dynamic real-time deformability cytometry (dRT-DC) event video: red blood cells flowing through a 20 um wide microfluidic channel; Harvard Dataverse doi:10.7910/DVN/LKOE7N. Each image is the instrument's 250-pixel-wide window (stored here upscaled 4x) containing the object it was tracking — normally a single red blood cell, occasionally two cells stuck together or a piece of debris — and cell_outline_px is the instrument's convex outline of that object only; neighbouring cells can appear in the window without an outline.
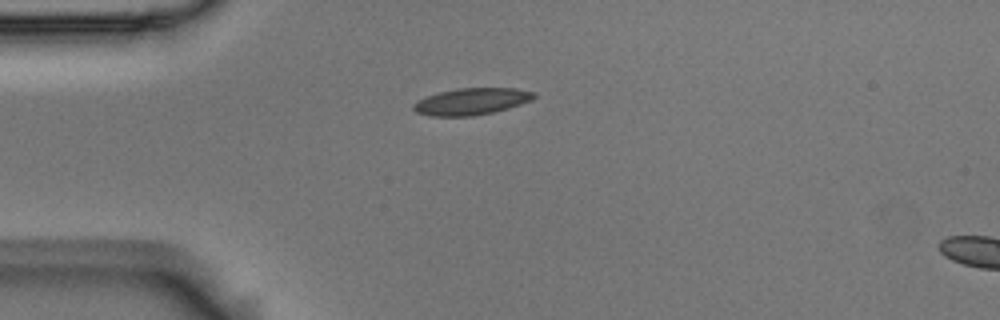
{"species": "Egyptian fruit bat (a non-hibernating species)", "species_latin": "Rousettus aegyptiacus", "temperature_condition": "room temperature", "stored_images_in_passage": 41, "camera_frame_rate_fps": 3000, "um_per_image_px": 0.085, "animal": {"sex": "male"}, "frame": {"image": 1, "passage_image": 1, "time_ms": 0.0, "image_size_px": [1000, 320], "cell_outline_px": [[536, 96], [532, 100], [508, 108], [492, 112], [472, 116], [432, 116], [416, 112], [412, 108], [420, 100], [428, 96], [440, 92], [460, 88], [516, 88], [536, 92]], "centroid_in_image_um": [40.14, 8.62], "position_along_channel_um": 44.9, "area_um2": 18.5}}
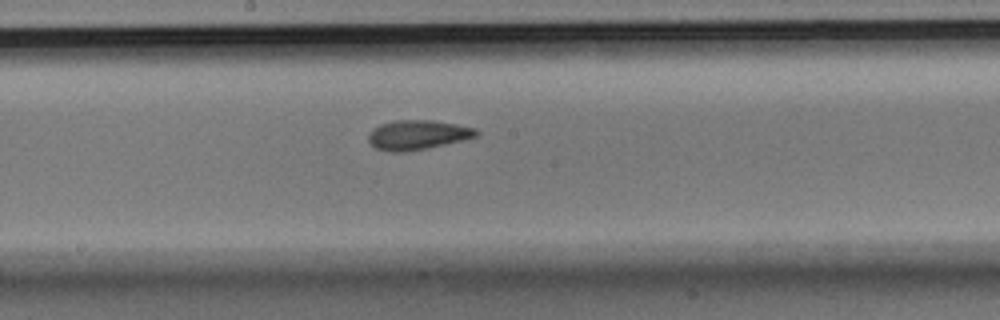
{"frame": {"image": 2, "passage_image": 16, "time_ms": 5.0, "image_size_px": [1000, 320], "cell_outline_px": [[480, 132], [476, 136], [464, 140], [428, 148], [404, 152], [392, 152], [376, 148], [368, 140], [368, 136], [372, 128], [380, 124], [396, 120], [432, 120], [456, 124], [476, 128]], "centroid_in_image_um": [35.5, 11.46], "position_along_channel_um": 212.7, "area_um2": 18.61}}
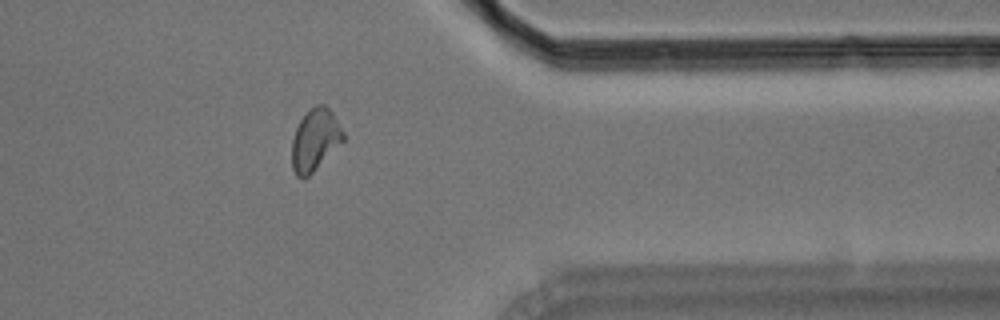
{"frame": {"image": 3, "passage_image": 31, "time_ms": 10.0, "image_size_px": [1000, 320], "cell_outline_px": [[344, 140], [304, 180], [300, 180], [296, 176], [292, 168], [292, 140], [296, 128], [300, 120], [316, 104], [324, 104], [332, 112], [344, 132]], "centroid_in_image_um": [26.76, 11.91], "position_along_channel_um": 384.6, "area_um2": 18.32}, "authors_computed_cell_mechanics": {"area_um2": 18.1492, "velocity_mm_per_s": 3.6936, "shape_relaxation_time_tau1_ms": 9.5823, "shape_relaxation_time_tau2_ms": 2.5441, "deformation_change_tau1": 0.1773, "deformation_change_tau2": 0.077}}